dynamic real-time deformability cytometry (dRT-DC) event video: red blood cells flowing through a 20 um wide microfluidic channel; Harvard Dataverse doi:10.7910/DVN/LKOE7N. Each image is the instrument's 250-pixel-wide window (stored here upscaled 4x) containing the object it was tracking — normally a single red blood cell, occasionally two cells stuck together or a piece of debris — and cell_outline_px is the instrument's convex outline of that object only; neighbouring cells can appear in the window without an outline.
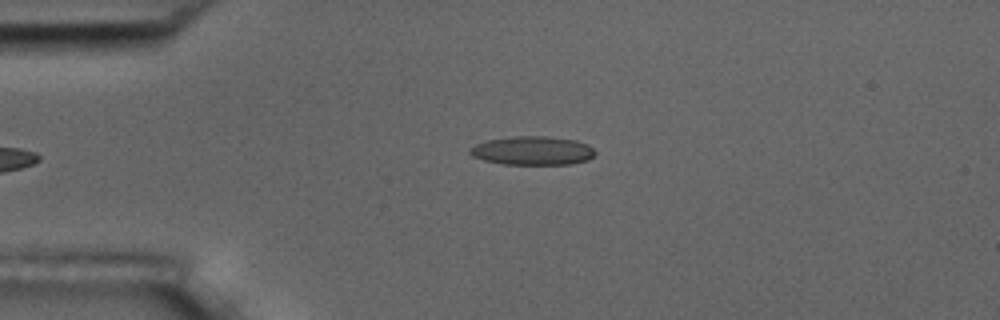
{"species": "common noctule bat (a hibernating species)", "species_latin": "Nyctalus noctula", "temperature_condition": "room temperature", "stored_images_in_passage": 1, "camera_frame_rate_fps": 3000, "um_per_image_px": 0.085, "animal": {"sex": "male", "body_mass_g": 17.5, "forearm_length_mm": 52.3}, "frame": {"image": 1, "passage_image": 1, "time_ms": 0.0, "image_size_px": [1000, 320], "cell_outline_px": [[596, 152], [588, 160], [572, 164], [500, 164], [484, 160], [472, 156], [468, 152], [468, 148], [476, 144], [488, 140], [516, 136], [544, 136], [576, 140], [588, 144]], "centroid_in_image_um": [45.25, 12.81], "position_along_channel_um": 39.7, "area_um2": 20.98}}